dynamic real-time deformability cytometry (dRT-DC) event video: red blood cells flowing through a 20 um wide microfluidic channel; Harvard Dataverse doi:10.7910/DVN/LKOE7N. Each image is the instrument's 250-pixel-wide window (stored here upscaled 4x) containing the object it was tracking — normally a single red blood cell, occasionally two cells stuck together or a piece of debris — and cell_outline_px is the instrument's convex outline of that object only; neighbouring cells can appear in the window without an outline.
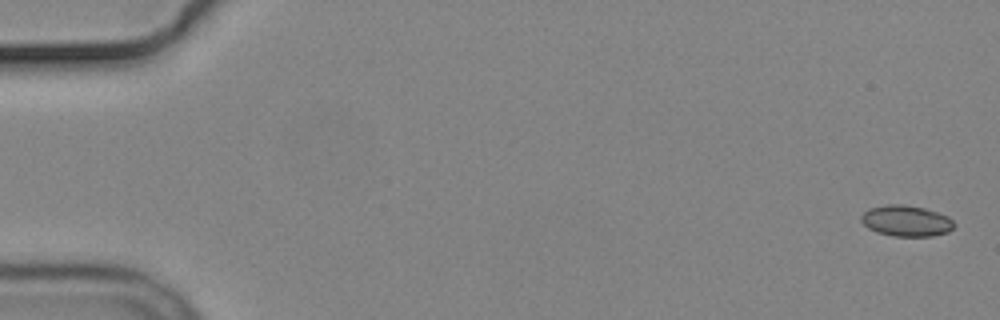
{"species": "common noctule bat (a hibernating species)", "species_latin": "Nyctalus noctula", "temperature_condition": "cold", "stored_images_in_passage": 11, "camera_frame_rate_fps": 3000, "um_per_image_px": 0.085, "animal": {"sex": "male", "body_mass_g": 19.2, "forearm_length_mm": 51.8}, "frame": {"image": 1, "passage_image": 1, "time_ms": 0.0, "image_size_px": [1000, 320], "cell_outline_px": [[956, 224], [948, 232], [932, 236], [892, 236], [876, 232], [868, 228], [860, 220], [860, 216], [868, 208], [888, 204], [904, 204], [924, 208], [948, 216]], "centroid_in_image_um": [77.01, 18.77], "position_along_channel_um": 8.0, "area_um2": 16.88}}